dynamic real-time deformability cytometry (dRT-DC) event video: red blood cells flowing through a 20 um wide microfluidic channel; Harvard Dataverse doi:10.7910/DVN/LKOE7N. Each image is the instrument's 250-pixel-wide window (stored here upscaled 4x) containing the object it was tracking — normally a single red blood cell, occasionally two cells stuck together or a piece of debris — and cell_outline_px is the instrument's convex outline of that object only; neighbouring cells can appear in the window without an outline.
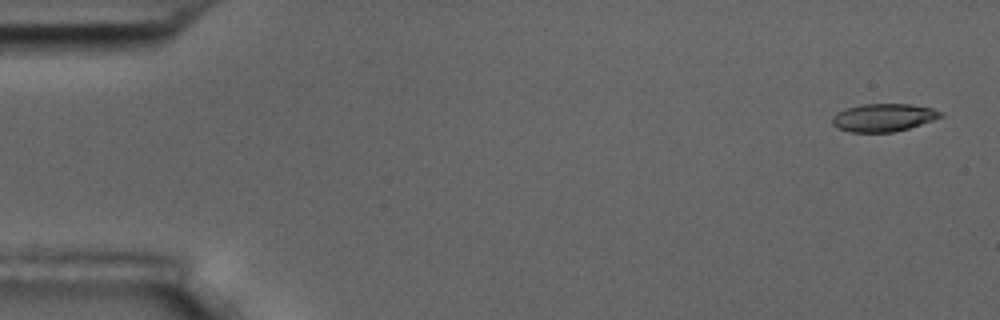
{"species": "common noctule bat (a hibernating species)", "species_latin": "Nyctalus noctula", "temperature_condition": "room temperature", "stored_images_in_passage": 5, "camera_frame_rate_fps": 3000, "um_per_image_px": 0.085, "animal": {"sex": "male", "body_mass_g": 17.5, "forearm_length_mm": 52.3}, "frame": {"image": 1, "passage_image": 1, "time_ms": 0.0, "image_size_px": [1000, 320], "cell_outline_px": [[944, 116], [908, 128], [892, 132], [852, 132], [836, 128], [832, 124], [832, 116], [836, 112], [844, 108], [860, 104], [908, 104], [932, 108], [940, 112]], "centroid_in_image_um": [75.02, 9.98], "position_along_channel_um": 10.0, "area_um2": 17.57}}
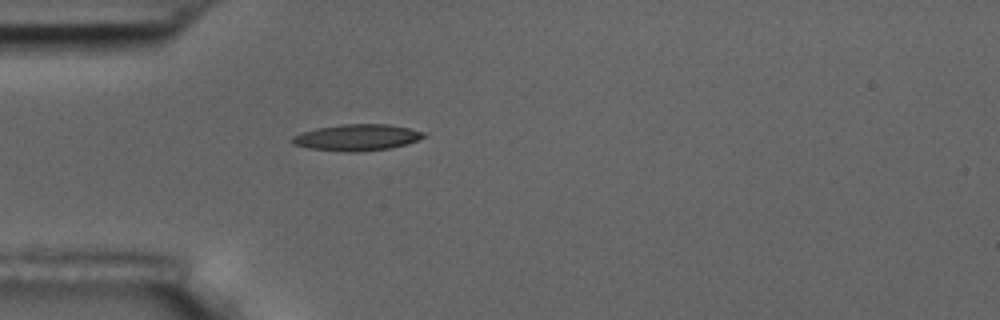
{"frame": {"image": 2, "passage_image": 5, "time_ms": 4.667, "image_size_px": [1000, 320], "cell_outline_px": [[424, 136], [416, 140], [404, 144], [388, 148], [360, 152], [344, 152], [308, 148], [292, 144], [288, 140], [292, 136], [300, 132], [316, 128], [344, 124], [388, 124], [408, 128], [424, 132]], "centroid_in_image_um": [30.23, 11.68], "position_along_channel_um": 54.8, "area_um2": 20.17}}